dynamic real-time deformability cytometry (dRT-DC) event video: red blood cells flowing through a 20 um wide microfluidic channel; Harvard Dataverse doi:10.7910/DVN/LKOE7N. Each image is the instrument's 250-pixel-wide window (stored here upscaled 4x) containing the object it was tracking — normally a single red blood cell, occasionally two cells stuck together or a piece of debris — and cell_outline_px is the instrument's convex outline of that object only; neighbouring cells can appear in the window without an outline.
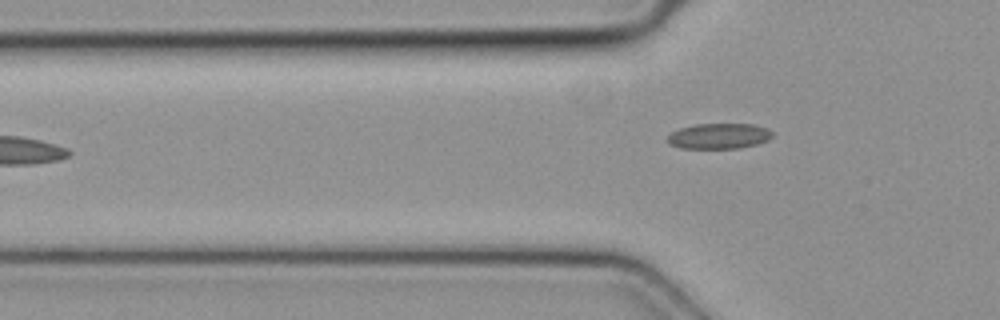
{"species": "common noctule bat (a hibernating species)", "species_latin": "Nyctalus noctula", "temperature_condition": "cold", "stored_images_in_passage": 2, "camera_frame_rate_fps": 3000, "um_per_image_px": 0.085, "animal": {"sex": "female", "body_mass_g": 19.3, "forearm_length_mm": 54.1}, "frame": {"image": 1, "passage_image": 2, "time_ms": 0.333, "image_size_px": [1000, 320], "cell_outline_px": [[772, 136], [768, 140], [756, 144], [736, 148], [680, 148], [668, 144], [668, 136], [672, 132], [680, 128], [696, 124], [752, 124], [768, 128], [772, 132]], "centroid_in_image_um": [61.1, 11.56], "position_along_channel_um": 64.7, "area_um2": 15.49}}